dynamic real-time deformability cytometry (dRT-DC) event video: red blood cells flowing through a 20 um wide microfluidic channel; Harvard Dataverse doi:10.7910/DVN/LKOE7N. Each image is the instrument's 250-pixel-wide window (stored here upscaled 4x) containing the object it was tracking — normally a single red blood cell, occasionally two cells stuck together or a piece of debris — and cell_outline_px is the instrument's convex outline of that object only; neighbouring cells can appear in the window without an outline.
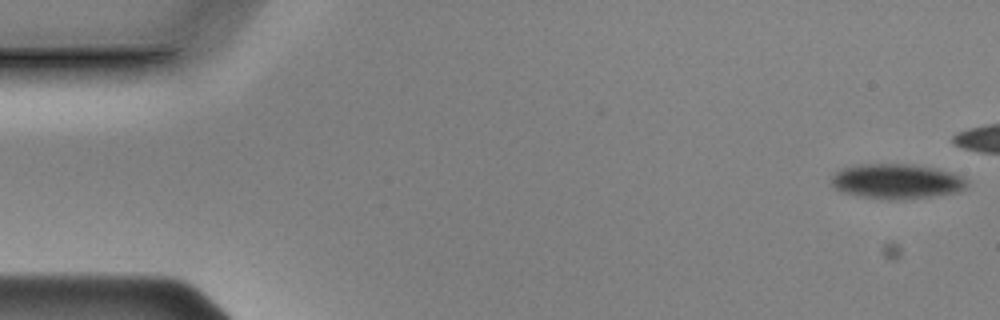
{"species": "Egyptian fruit bat (a non-hibernating species)", "species_latin": "Rousettus aegyptiacus", "temperature_condition": "cold", "stored_images_in_passage": 10, "camera_frame_rate_fps": 3000, "um_per_image_px": 0.085, "animal": {"sex": "male"}, "frame": {"image": 1, "passage_image": 1, "time_ms": 0.0, "image_size_px": [1000, 320], "cell_outline_px": [[968, 184], [964, 188], [956, 192], [936, 196], [904, 200], [888, 200], [856, 196], [840, 192], [832, 184], [832, 176], [840, 168], [860, 164], [908, 164], [936, 168], [952, 172], [968, 180]], "centroid_in_image_um": [76.2, 15.43], "position_along_channel_um": 8.8, "area_um2": 27.98}}